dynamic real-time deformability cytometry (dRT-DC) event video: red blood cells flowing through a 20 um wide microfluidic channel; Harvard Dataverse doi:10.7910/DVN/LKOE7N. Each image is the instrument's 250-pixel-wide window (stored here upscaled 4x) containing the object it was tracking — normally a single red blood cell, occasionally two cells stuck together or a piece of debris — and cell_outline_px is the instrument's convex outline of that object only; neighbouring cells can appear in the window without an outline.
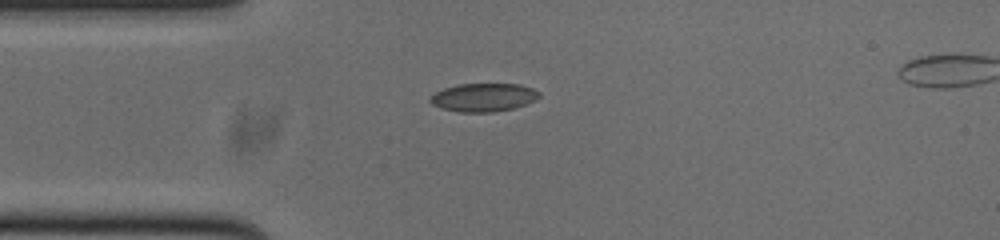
{"species": "common noctule bat (a hibernating species)", "species_latin": "Nyctalus noctula", "temperature_condition": "cold", "stored_images_in_passage": 40, "camera_frame_rate_fps": 3000, "um_per_image_px": 0.085, "animal": {"sex": "male", "body_mass_g": 20.0, "forearm_length_mm": 53.3}, "frame": {"image": 1, "passage_image": 1, "time_ms": 0.0, "image_size_px": [1000, 240], "cell_outline_px": [[540, 96], [524, 104], [512, 108], [492, 112], [460, 112], [440, 108], [432, 104], [428, 100], [436, 92], [444, 88], [460, 84], [520, 84], [532, 88], [540, 92]], "centroid_in_image_um": [41.07, 8.27], "position_along_channel_um": 43.9, "area_um2": 17.74}}
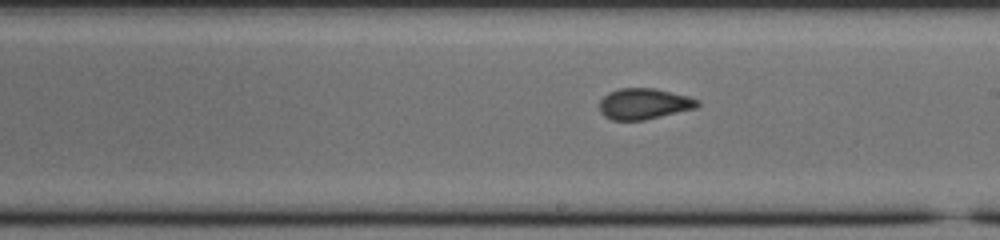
{"frame": {"image": 2, "passage_image": 17, "time_ms": 5.333, "image_size_px": [1000, 240], "cell_outline_px": [[700, 104], [696, 108], [644, 120], [612, 120], [604, 116], [600, 112], [600, 100], [608, 92], [620, 88], [656, 88], [688, 96], [700, 100]], "centroid_in_image_um": [54.74, 8.82], "position_along_channel_um": 234.3, "area_um2": 17.74}}
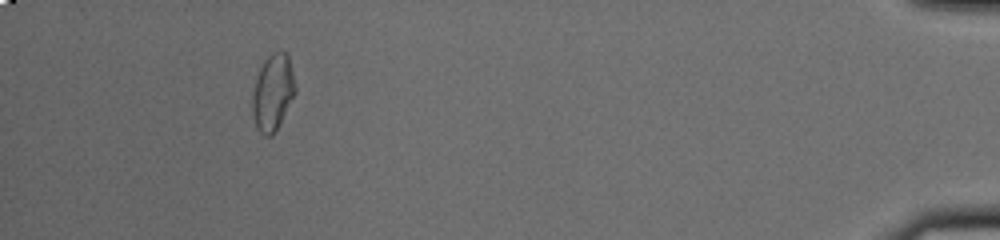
{"frame": {"image": 3, "passage_image": 37, "time_ms": 12.0, "image_size_px": [1000, 240], "cell_outline_px": [[296, 92], [272, 136], [264, 136], [256, 128], [252, 116], [252, 92], [260, 68], [264, 60], [272, 52], [280, 48], [288, 52], [296, 88]], "centroid_in_image_um": [23.18, 7.81], "position_along_channel_um": 412.0, "area_um2": 19.25}, "authors_computed_cell_mechanics": {"area_um2": 17.629, "velocity_mm_per_s": 3.7732, "shape_relaxation_time_tau1_ms": null, "shape_relaxation_time_tau2_ms": 1.2095, "deformation_change_tau1": null, "deformation_change_tau2": 0.0699}}